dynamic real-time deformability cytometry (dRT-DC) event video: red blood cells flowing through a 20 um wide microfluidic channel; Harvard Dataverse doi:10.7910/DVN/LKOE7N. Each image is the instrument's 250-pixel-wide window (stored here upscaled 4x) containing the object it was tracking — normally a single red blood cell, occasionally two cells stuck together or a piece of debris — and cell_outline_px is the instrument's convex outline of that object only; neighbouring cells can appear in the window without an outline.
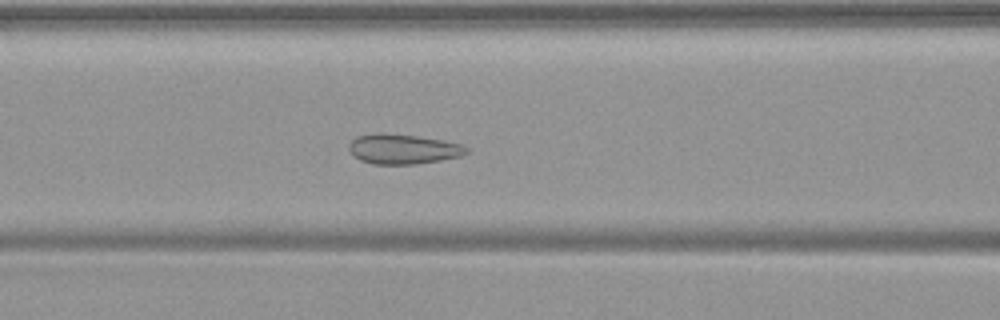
{"species": "common noctule bat (a hibernating species)", "species_latin": "Nyctalus noctula", "temperature_condition": "warm", "stored_images_in_passage": 51, "camera_frame_rate_fps": 3000, "um_per_image_px": 0.085, "animal": {"sex": "female", "body_mass_g": 19.9}, "frame": {"image": 1, "passage_image": 22, "time_ms": 7.0, "image_size_px": [1000, 320], "cell_outline_px": [[468, 152], [460, 156], [440, 160], [416, 164], [372, 164], [360, 160], [352, 156], [348, 148], [348, 144], [356, 136], [380, 132], [416, 136], [444, 140], [460, 144], [468, 148]], "centroid_in_image_um": [34.21, 12.67], "position_along_channel_um": 132.4, "area_um2": 20.58}}
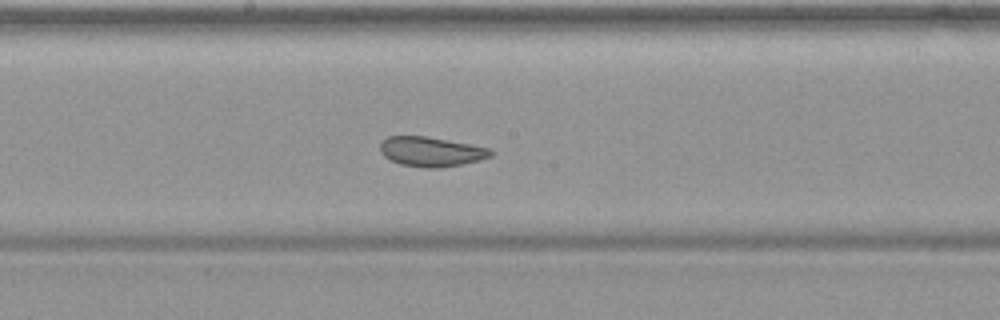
{"frame": {"image": 2, "passage_image": 28, "time_ms": 9.0, "image_size_px": [1000, 320], "cell_outline_px": [[496, 152], [492, 156], [480, 160], [440, 168], [424, 168], [400, 164], [384, 156], [380, 152], [380, 144], [388, 136], [428, 136], [492, 148]], "centroid_in_image_um": [36.7, 12.88], "position_along_channel_um": 211.5, "area_um2": 19.31}}
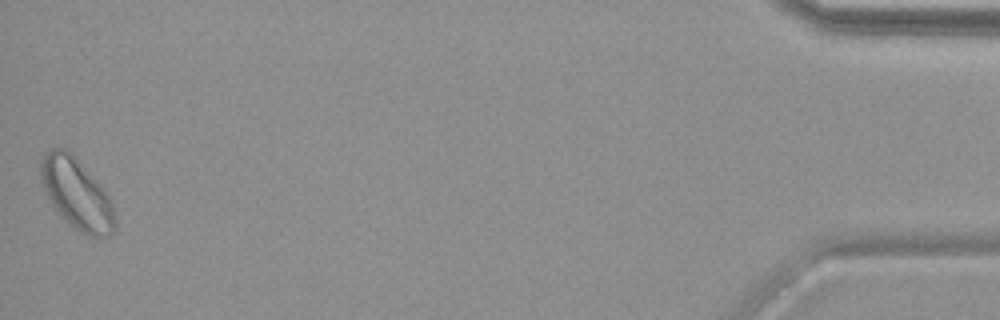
{"frame": {"image": 3, "passage_image": 51, "time_ms": 16.667, "image_size_px": [1000, 320], "cell_outline_px": [[116, 228], [108, 236], [100, 240], [88, 236], [80, 232], [52, 204], [40, 180], [40, 164], [44, 152], [52, 148], [64, 148], [72, 152], [104, 188], [112, 204], [116, 220]], "centroid_in_image_um": [6.55, 16.46], "position_along_channel_um": 428.7, "area_um2": 30.58}}